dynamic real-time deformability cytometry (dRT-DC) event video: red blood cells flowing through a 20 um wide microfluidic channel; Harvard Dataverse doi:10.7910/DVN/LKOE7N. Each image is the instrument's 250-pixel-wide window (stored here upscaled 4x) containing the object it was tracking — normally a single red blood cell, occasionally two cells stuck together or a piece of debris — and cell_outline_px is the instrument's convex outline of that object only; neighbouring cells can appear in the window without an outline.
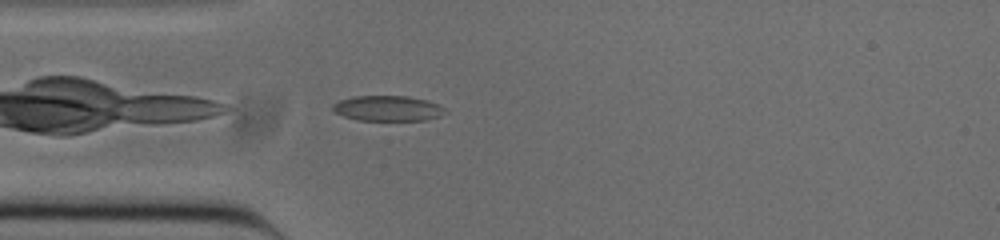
{"species": "common noctule bat (a hibernating species)", "species_latin": "Nyctalus noctula", "temperature_condition": "cold", "stored_images_in_passage": 39, "camera_frame_rate_fps": 3000, "um_per_image_px": 0.085, "animal": {"sex": "male", "body_mass_g": 20.0, "forearm_length_mm": 53.3}, "frame": {"image": 1, "passage_image": 1, "time_ms": 0.0, "image_size_px": [1000, 240], "cell_outline_px": [[448, 112], [440, 116], [424, 120], [356, 120], [332, 112], [332, 104], [340, 100], [352, 96], [408, 96], [428, 100], [444, 108]], "centroid_in_image_um": [32.93, 9.21], "position_along_channel_um": 52.1, "area_um2": 16.7}}
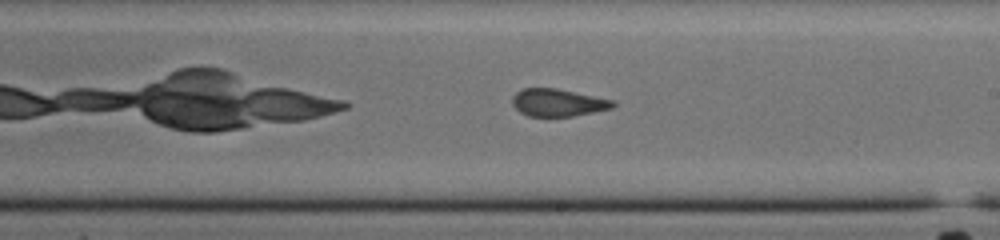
{"frame": {"image": 2, "passage_image": 16, "time_ms": 5.0, "image_size_px": [1000, 240], "cell_outline_px": [[616, 104], [612, 108], [572, 116], [528, 116], [520, 112], [512, 104], [512, 96], [516, 92], [524, 88], [556, 88], [616, 100]], "centroid_in_image_um": [47.43, 8.71], "position_along_channel_um": 241.6, "area_um2": 16.13}}
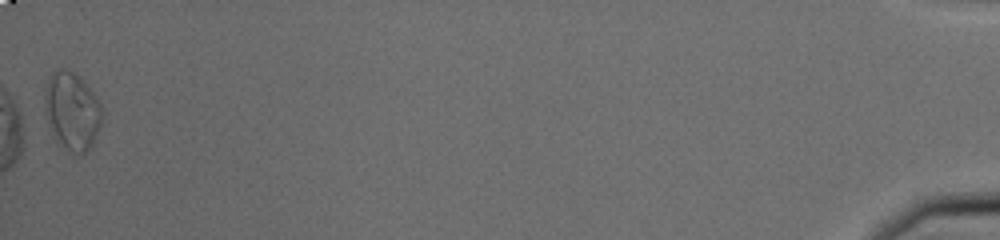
{"frame": {"image": 3, "passage_image": 39, "time_ms": 12.667, "image_size_px": [1000, 240], "cell_outline_px": [[104, 108], [100, 124], [92, 144], [84, 152], [72, 156], [56, 144], [52, 136], [44, 112], [44, 96], [48, 80], [52, 72], [60, 68], [64, 68], [80, 76], [84, 80]], "centroid_in_image_um": [6.09, 9.48], "position_along_channel_um": 429.1, "area_um2": 26.65}, "authors_computed_cell_mechanics": {"area_um2": 17.2822, "velocity_mm_per_s": 3.8629, "shape_relaxation_time_tau1_ms": null, "shape_relaxation_time_tau2_ms": 1.5498, "deformation_change_tau1": null, "deformation_change_tau2": 0.0793}}